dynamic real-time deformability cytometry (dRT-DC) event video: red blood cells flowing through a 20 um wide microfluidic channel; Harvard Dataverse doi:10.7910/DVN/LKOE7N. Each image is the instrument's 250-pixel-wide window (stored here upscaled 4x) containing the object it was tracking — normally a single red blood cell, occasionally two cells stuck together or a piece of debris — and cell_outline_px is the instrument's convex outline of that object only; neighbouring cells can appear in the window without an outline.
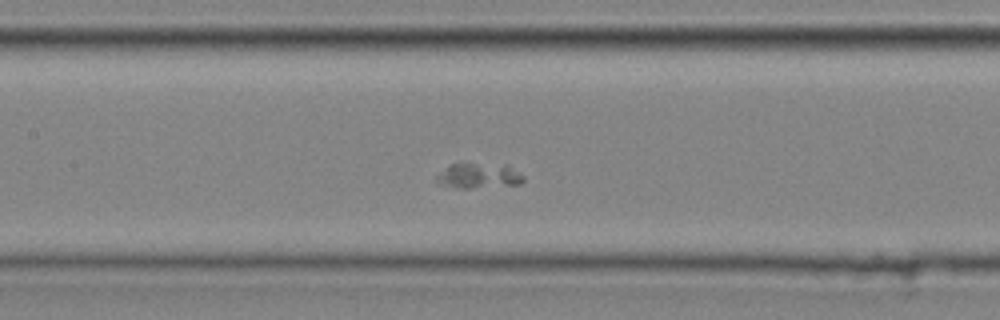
{"species": "common noctule bat (a hibernating species)", "species_latin": "Nyctalus noctula", "temperature_condition": "cold", "stored_images_in_passage": 29, "camera_frame_rate_fps": 3000, "um_per_image_px": 0.085, "animal": {"sex": "male", "body_mass_g": 20.4}, "frame": {"image": 1, "passage_image": 9, "time_ms": 2.667, "image_size_px": [1000, 320], "cell_outline_px": [[524, 180], [520, 184], [468, 188], [456, 188], [436, 184], [436, 176], [452, 164], [508, 164], [524, 176]], "centroid_in_image_um": [40.71, 14.95], "position_along_channel_um": 166.7, "area_um2": 12.66}}
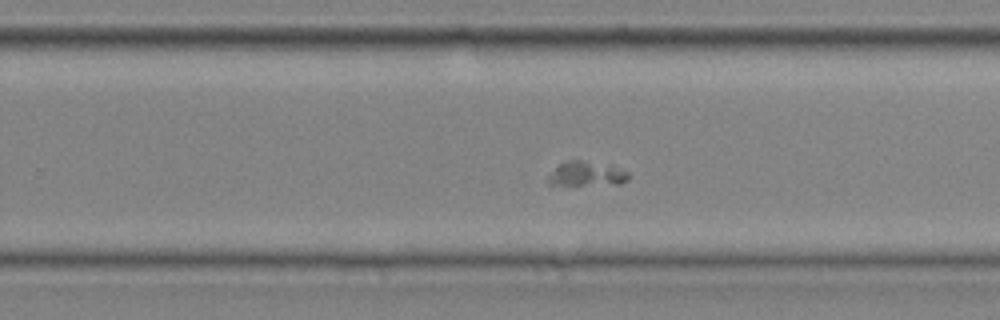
{"frame": {"image": 2, "passage_image": 17, "time_ms": 5.333, "image_size_px": [1000, 320], "cell_outline_px": [[628, 180], [620, 184], [548, 184], [548, 176], [560, 164], [568, 160], [580, 160], [612, 164], [628, 172]], "centroid_in_image_um": [49.92, 14.75], "position_along_channel_um": 279.9, "area_um2": 11.39}}
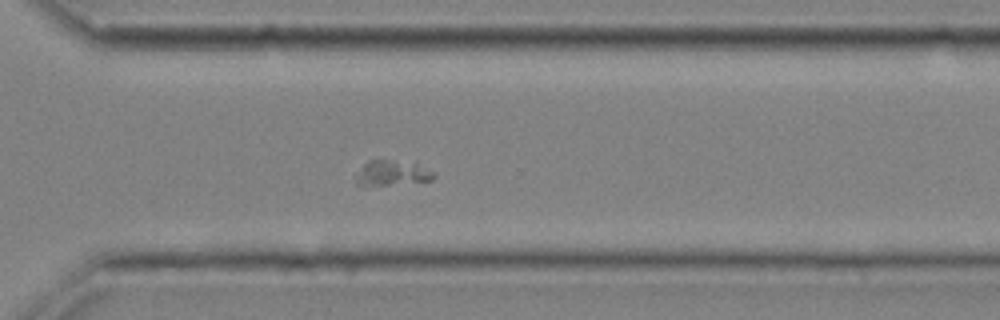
{"frame": {"image": 3, "passage_image": 21, "time_ms": 6.667, "image_size_px": [1000, 320], "cell_outline_px": [[436, 176], [432, 180], [384, 184], [356, 184], [356, 176], [364, 164], [372, 160], [416, 160], [436, 172]], "centroid_in_image_um": [33.48, 14.64], "position_along_channel_um": 337.1, "area_um2": 11.44}}